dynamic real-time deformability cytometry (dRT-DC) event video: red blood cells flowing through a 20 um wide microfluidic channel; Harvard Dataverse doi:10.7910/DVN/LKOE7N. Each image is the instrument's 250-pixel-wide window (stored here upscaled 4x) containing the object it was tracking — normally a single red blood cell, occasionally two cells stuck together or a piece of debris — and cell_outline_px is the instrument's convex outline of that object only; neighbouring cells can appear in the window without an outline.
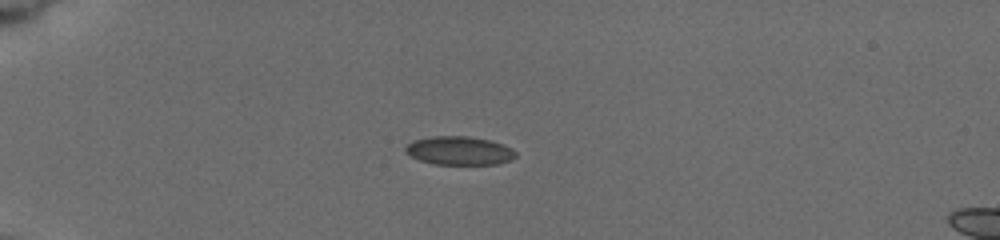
{"species": "common noctule bat (a hibernating species)", "species_latin": "Nyctalus noctula", "temperature_condition": "cold", "stored_images_in_passage": 11, "camera_frame_rate_fps": 3000, "um_per_image_px": 0.085, "animal": {"sex": "female", "body_mass_g": 19.5, "forearm_length_mm": 54.1}, "frame": {"image": 1, "passage_image": 5, "time_ms": 4.0, "image_size_px": [1000, 240], "cell_outline_px": [[516, 156], [508, 160], [496, 164], [436, 164], [420, 160], [404, 152], [404, 148], [412, 140], [432, 136], [468, 136], [488, 140], [512, 148], [516, 152]], "centroid_in_image_um": [39.0, 12.8], "position_along_channel_um": 46.0, "area_um2": 18.15}}
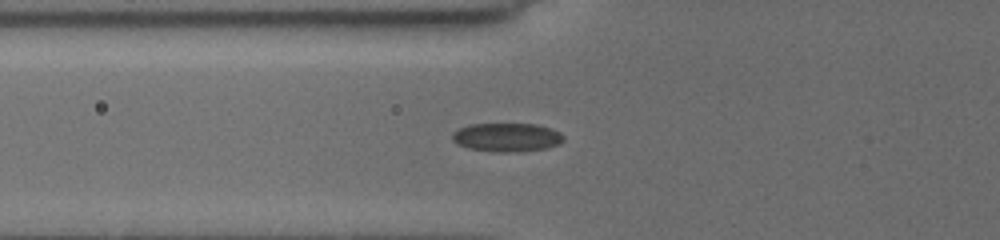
{"frame": {"image": 2, "passage_image": 10, "time_ms": 6.0, "image_size_px": [1000, 240], "cell_outline_px": [[564, 140], [560, 144], [548, 148], [516, 152], [496, 152], [468, 148], [456, 144], [452, 140], [452, 132], [468, 124], [536, 124], [560, 132], [564, 136]], "centroid_in_image_um": [43.07, 11.68], "position_along_channel_um": 82.7, "area_um2": 18.73}}